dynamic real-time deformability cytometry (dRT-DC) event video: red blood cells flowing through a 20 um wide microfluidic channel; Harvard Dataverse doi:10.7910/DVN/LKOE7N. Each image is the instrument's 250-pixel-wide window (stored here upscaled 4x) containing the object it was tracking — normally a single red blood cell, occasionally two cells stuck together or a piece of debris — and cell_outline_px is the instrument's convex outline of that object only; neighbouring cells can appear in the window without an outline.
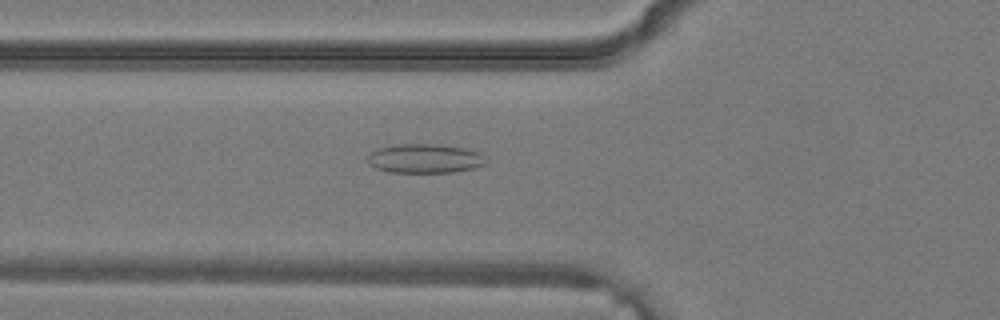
{"species": "common noctule bat (a hibernating species)", "species_latin": "Nyctalus noctula", "temperature_condition": "warm", "stored_images_in_passage": 29, "camera_frame_rate_fps": 3000, "um_per_image_px": 0.085, "animal": {"sex": "male", "body_mass_g": 19.2, "forearm_length_mm": 51.8}, "frame": {"image": 1, "passage_image": 7, "time_ms": 2.0, "image_size_px": [1000, 320], "cell_outline_px": [[488, 160], [484, 164], [476, 168], [452, 172], [388, 172], [376, 168], [368, 164], [368, 156], [372, 152], [380, 148], [400, 144], [440, 144], [464, 148], [476, 152]], "centroid_in_image_um": [36.11, 13.48], "position_along_channel_um": 89.7, "area_um2": 19.94}}
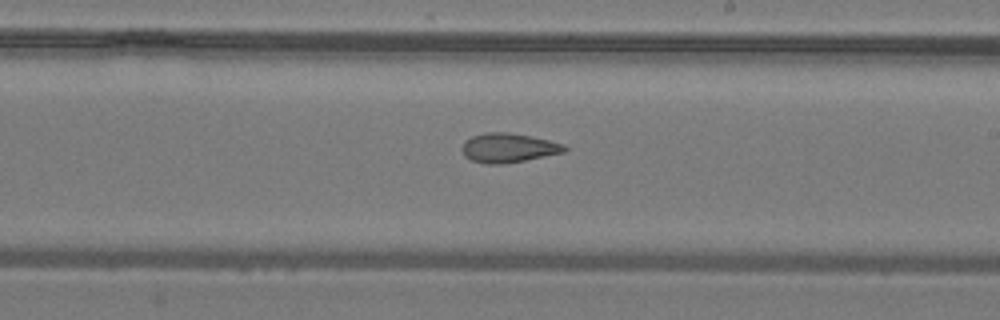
{"frame": {"image": 2, "passage_image": 15, "time_ms": 4.667, "image_size_px": [1000, 320], "cell_outline_px": [[568, 148], [564, 152], [524, 160], [500, 164], [488, 164], [472, 160], [464, 156], [460, 148], [464, 140], [472, 136], [484, 132], [508, 132], [548, 140], [564, 144]], "centroid_in_image_um": [43.16, 12.56], "position_along_channel_um": 245.8, "area_um2": 17.4}}
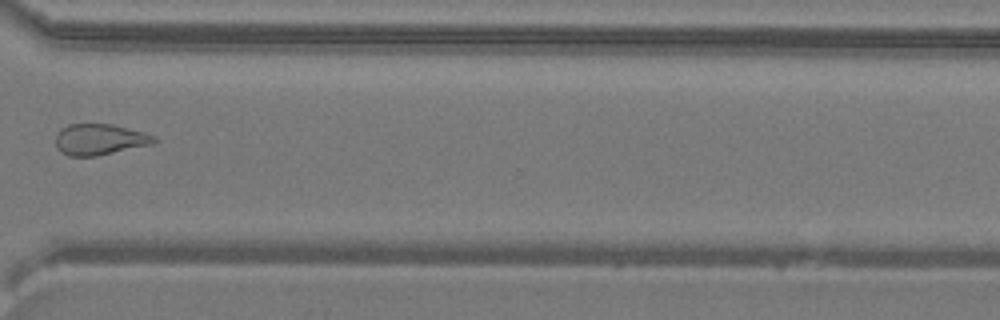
{"frame": {"image": 3, "passage_image": 21, "time_ms": 6.667, "image_size_px": [1000, 320], "cell_outline_px": [[156, 140], [152, 144], [96, 156], [68, 156], [60, 152], [56, 148], [56, 136], [60, 128], [68, 124], [112, 124], [144, 132], [156, 136]], "centroid_in_image_um": [8.44, 11.85], "position_along_channel_um": 362.2, "area_um2": 17.86}}